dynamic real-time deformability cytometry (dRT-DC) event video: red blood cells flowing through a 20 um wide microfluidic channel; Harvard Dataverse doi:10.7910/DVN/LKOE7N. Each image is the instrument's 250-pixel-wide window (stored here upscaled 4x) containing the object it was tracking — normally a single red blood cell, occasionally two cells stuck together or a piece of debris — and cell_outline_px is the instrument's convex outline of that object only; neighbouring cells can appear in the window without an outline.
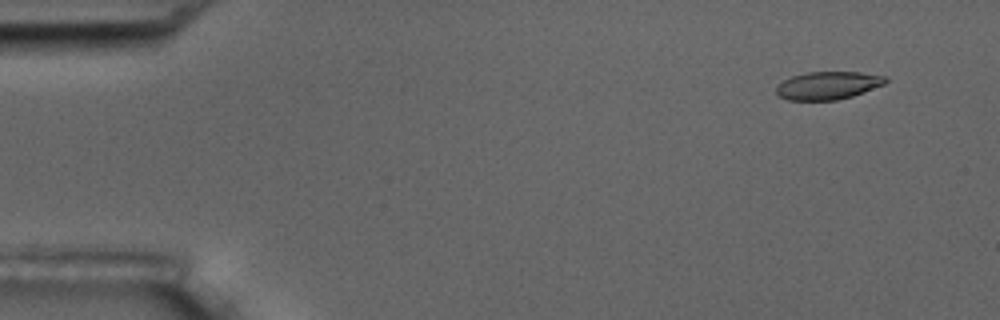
{"species": "common noctule bat (a hibernating species)", "species_latin": "Nyctalus noctula", "temperature_condition": "room temperature", "stored_images_in_passage": 5, "camera_frame_rate_fps": 3000, "um_per_image_px": 0.085, "animal": {"sex": "male", "body_mass_g": 17.5, "forearm_length_mm": 52.3}, "frame": {"image": 1, "passage_image": 2, "time_ms": 1.0, "image_size_px": [1000, 320], "cell_outline_px": [[888, 80], [884, 84], [852, 96], [836, 100], [788, 100], [780, 96], [776, 92], [776, 88], [784, 80], [792, 76], [808, 72], [860, 72], [884, 76]], "centroid_in_image_um": [70.37, 7.26], "position_along_channel_um": 14.6, "area_um2": 17.51}}
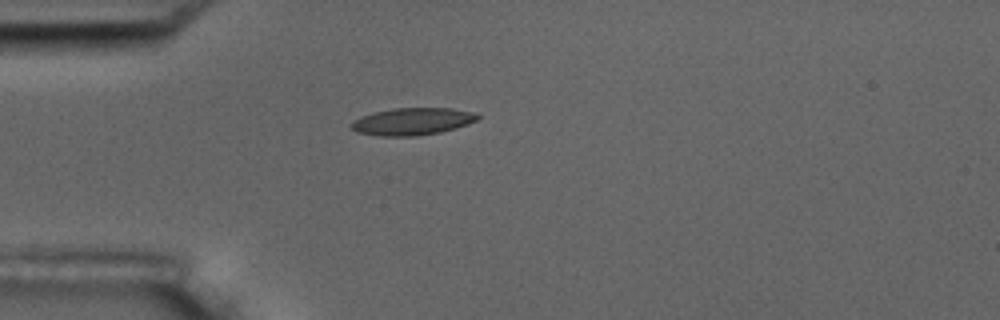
{"frame": {"image": 2, "passage_image": 5, "time_ms": 4.667, "image_size_px": [1000, 320], "cell_outline_px": [[480, 116], [476, 120], [468, 124], [456, 128], [440, 132], [416, 136], [380, 136], [356, 132], [348, 124], [352, 120], [360, 116], [372, 112], [392, 108], [452, 108], [476, 112]], "centroid_in_image_um": [35.02, 10.31], "position_along_channel_um": 50.0, "area_um2": 20.35}}